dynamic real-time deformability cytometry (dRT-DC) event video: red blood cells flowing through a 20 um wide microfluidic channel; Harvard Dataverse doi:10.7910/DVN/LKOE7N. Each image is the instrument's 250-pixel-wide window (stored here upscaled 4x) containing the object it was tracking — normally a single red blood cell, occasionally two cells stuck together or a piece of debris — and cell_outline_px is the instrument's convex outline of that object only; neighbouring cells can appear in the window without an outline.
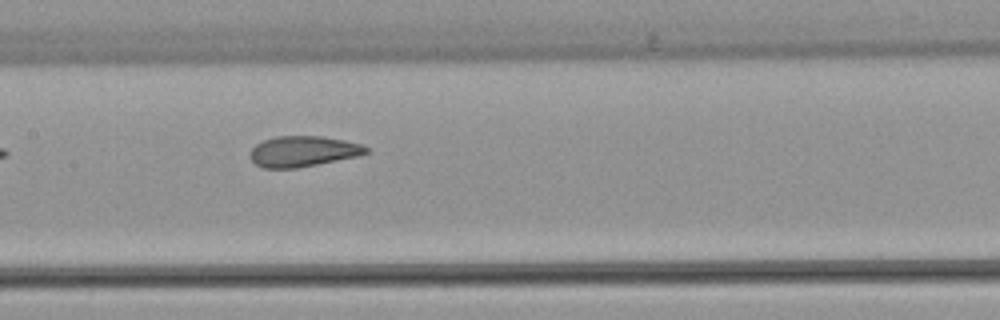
{"species": "common noctule bat (a hibernating species)", "species_latin": "Nyctalus noctula", "temperature_condition": "warm", "stored_images_in_passage": 7, "camera_frame_rate_fps": 3000, "um_per_image_px": 0.085, "animal": {"sex": "female", "body_mass_g": 22.7, "forearm_length_mm": 54.2}, "frame": {"image": 1, "passage_image": 7, "time_ms": 8.333, "image_size_px": [1000, 320], "cell_outline_px": [[372, 152], [360, 156], [296, 168], [260, 168], [248, 156], [248, 152], [256, 144], [264, 140], [276, 136], [324, 136], [344, 140], [360, 144], [368, 148]], "centroid_in_image_um": [25.76, 12.87], "position_along_channel_um": 181.6, "area_um2": 20.98}}